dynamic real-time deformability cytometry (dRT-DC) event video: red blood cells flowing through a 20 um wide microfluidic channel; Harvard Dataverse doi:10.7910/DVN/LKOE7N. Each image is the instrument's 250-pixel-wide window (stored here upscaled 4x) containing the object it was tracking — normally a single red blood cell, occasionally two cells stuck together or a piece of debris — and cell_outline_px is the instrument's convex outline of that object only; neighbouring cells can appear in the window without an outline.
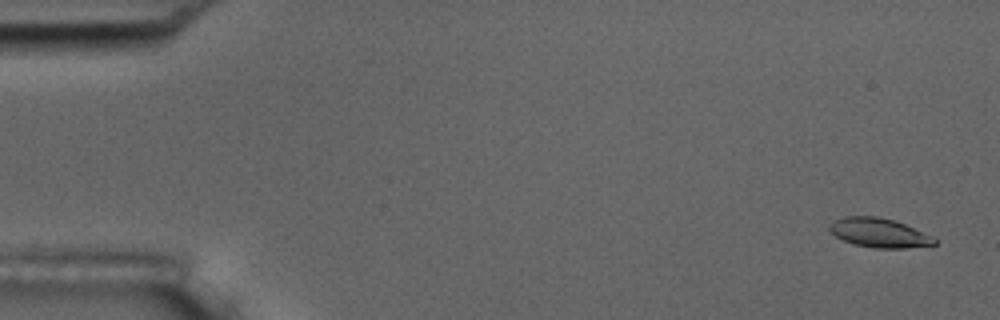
{"species": "common noctule bat (a hibernating species)", "species_latin": "Nyctalus noctula", "temperature_condition": "room temperature", "stored_images_in_passage": 4, "camera_frame_rate_fps": 3000, "um_per_image_px": 0.085, "animal": {"sex": "male", "body_mass_g": 17.5, "forearm_length_mm": 52.3}, "frame": {"image": 1, "passage_image": 1, "time_ms": 0.0, "image_size_px": [1000, 320], "cell_outline_px": [[936, 244], [904, 248], [876, 248], [856, 244], [844, 240], [836, 236], [828, 228], [836, 220], [844, 216], [876, 216], [892, 220], [904, 224], [932, 236], [936, 240]], "centroid_in_image_um": [74.73, 19.79], "position_along_channel_um": 10.3, "area_um2": 17.4}}
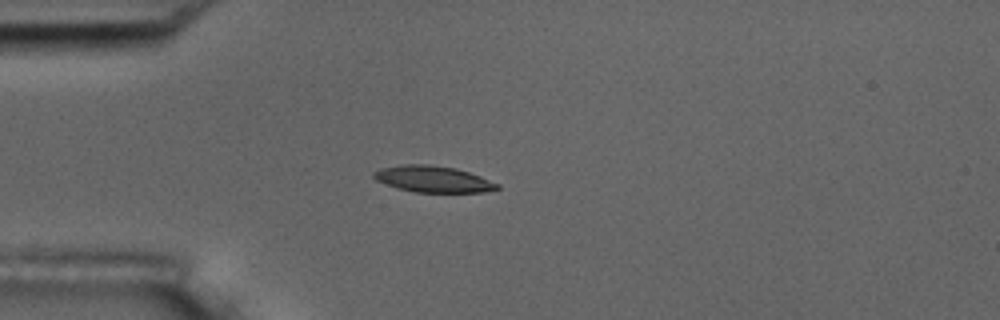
{"frame": {"image": 2, "passage_image": 4, "time_ms": 4.333, "image_size_px": [1000, 320], "cell_outline_px": [[500, 188], [484, 192], [416, 192], [396, 188], [376, 180], [372, 176], [372, 172], [380, 168], [404, 164], [428, 164], [456, 168], [480, 176], [500, 184]], "centroid_in_image_um": [36.79, 15.22], "position_along_channel_um": 48.2, "area_um2": 19.02}}